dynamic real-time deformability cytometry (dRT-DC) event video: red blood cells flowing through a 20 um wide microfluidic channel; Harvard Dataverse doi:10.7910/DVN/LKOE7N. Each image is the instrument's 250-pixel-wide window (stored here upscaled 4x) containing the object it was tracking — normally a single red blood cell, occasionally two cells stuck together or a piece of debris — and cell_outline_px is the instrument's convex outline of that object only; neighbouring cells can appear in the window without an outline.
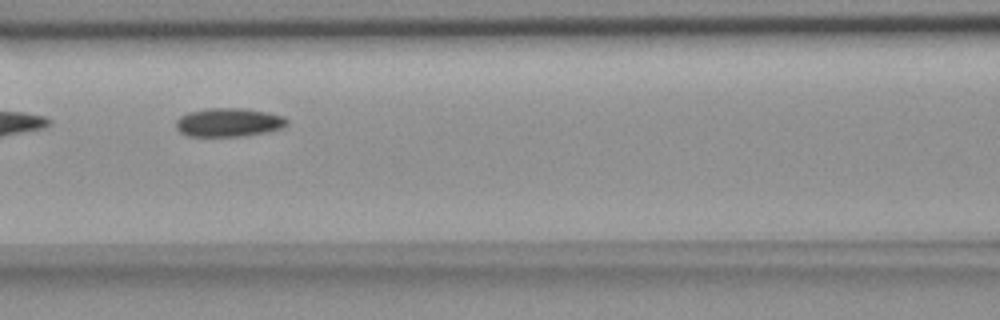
{"species": "common noctule bat (a hibernating species)", "species_latin": "Nyctalus noctula", "temperature_condition": "room temperature", "stored_images_in_passage": 8, "camera_frame_rate_fps": 3000, "um_per_image_px": 0.085, "animal": {"sex": "female", "body_mass_g": 18.4}, "frame": {"image": 1, "passage_image": 7, "time_ms": 6.667, "image_size_px": [1000, 320], "cell_outline_px": [[288, 124], [284, 128], [244, 136], [188, 136], [180, 132], [176, 128], [176, 120], [180, 116], [188, 112], [208, 108], [244, 108], [268, 112], [284, 116], [288, 120]], "centroid_in_image_um": [19.45, 10.4], "position_along_channel_um": 147.1, "area_um2": 18.67}}
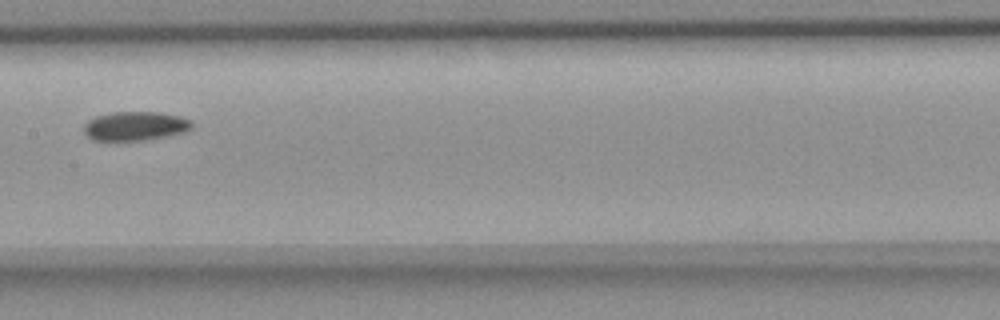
{"frame": {"image": 2, "passage_image": 8, "time_ms": 8.0, "image_size_px": [1000, 320], "cell_outline_px": [[192, 128], [184, 132], [164, 136], [140, 140], [92, 140], [84, 132], [84, 124], [88, 120], [96, 116], [112, 112], [160, 112], [180, 116], [192, 120]], "centroid_in_image_um": [11.49, 10.7], "position_along_channel_um": 195.9, "area_um2": 18.15}}